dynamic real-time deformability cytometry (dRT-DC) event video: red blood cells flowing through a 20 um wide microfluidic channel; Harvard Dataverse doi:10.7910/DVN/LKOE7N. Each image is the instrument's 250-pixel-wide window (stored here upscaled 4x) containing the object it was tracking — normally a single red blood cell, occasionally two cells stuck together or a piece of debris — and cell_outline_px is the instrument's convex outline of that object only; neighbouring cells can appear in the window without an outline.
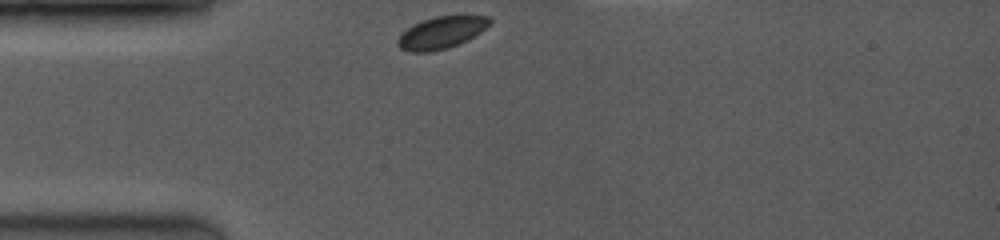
{"species": "common noctule bat (a hibernating species)", "species_latin": "Nyctalus noctula", "temperature_condition": "room temperature", "stored_images_in_passage": 20, "camera_frame_rate_fps": 3500, "um_per_image_px": 0.085, "animal": {"sex": "female", "body_mass_g": 19.0, "forearm_length_mm": 53.3}, "frame": {"image": 1, "passage_image": 1, "time_ms": 0.0, "image_size_px": [1000, 240], "cell_outline_px": [[492, 20], [480, 32], [448, 48], [428, 52], [408, 52], [400, 48], [396, 44], [396, 40], [412, 24], [420, 20], [436, 16], [464, 12], [488, 16]], "centroid_in_image_um": [37.52, 2.71], "position_along_channel_um": 47.5, "area_um2": 17.63}}
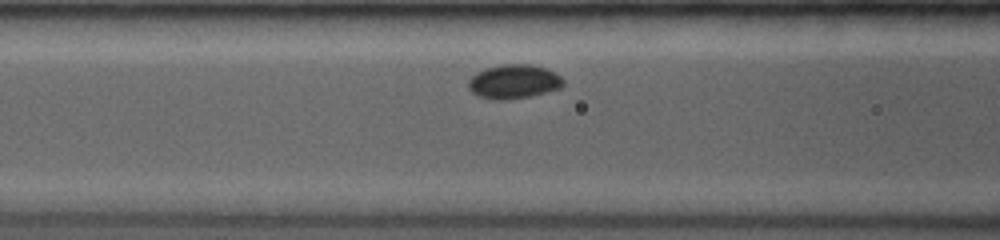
{"frame": {"image": 2, "passage_image": 12, "time_ms": 2.286, "image_size_px": [1000, 240], "cell_outline_px": [[564, 84], [560, 88], [532, 96], [504, 100], [496, 100], [476, 96], [468, 88], [468, 80], [476, 72], [484, 68], [504, 64], [532, 64], [548, 68], [556, 72], [564, 80]], "centroid_in_image_um": [43.67, 6.93], "position_along_channel_um": 122.9, "area_um2": 19.19}}
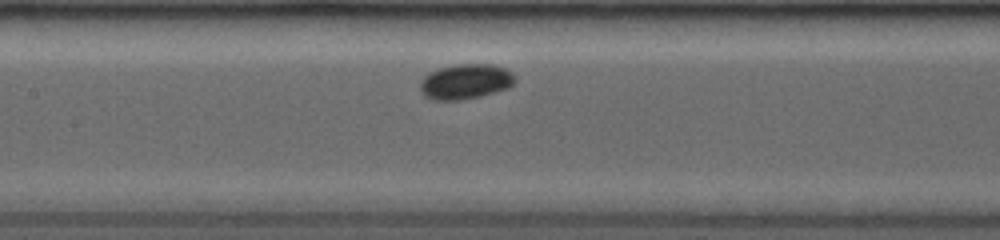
{"frame": {"image": 3, "passage_image": 17, "time_ms": 3.429, "image_size_px": [1000, 240], "cell_outline_px": [[516, 80], [508, 88], [480, 96], [460, 100], [432, 100], [424, 96], [420, 88], [420, 80], [428, 72], [436, 68], [456, 64], [492, 64], [504, 68], [512, 72], [516, 76]], "centroid_in_image_um": [39.54, 6.92], "position_along_channel_um": 167.9, "area_um2": 19.65}}